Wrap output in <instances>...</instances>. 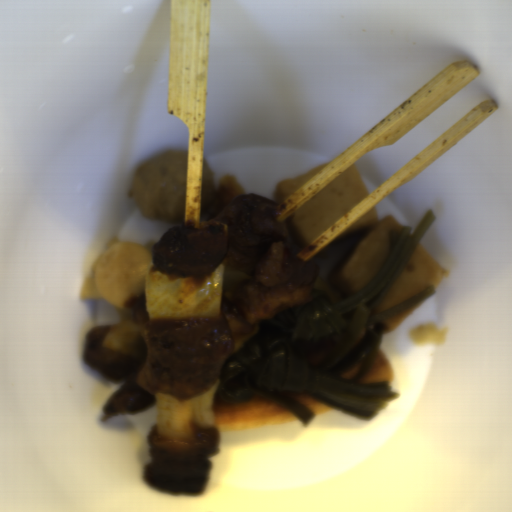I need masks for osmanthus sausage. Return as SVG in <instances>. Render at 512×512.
<instances>
[{"label":"osmanthus sausage","mask_w":512,"mask_h":512,"mask_svg":"<svg viewBox=\"0 0 512 512\" xmlns=\"http://www.w3.org/2000/svg\"><path fill=\"white\" fill-rule=\"evenodd\" d=\"M156 244L111 239L95 256L94 273L84 280L79 300L111 305L118 323L134 320L133 304L145 295L146 274L154 265L152 251Z\"/></svg>","instance_id":"osmanthus-sausage-1"}]
</instances>
